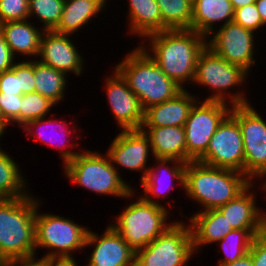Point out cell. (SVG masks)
I'll return each mask as SVG.
<instances>
[{
  "instance_id": "6da1fadb",
  "label": "cell",
  "mask_w": 266,
  "mask_h": 266,
  "mask_svg": "<svg viewBox=\"0 0 266 266\" xmlns=\"http://www.w3.org/2000/svg\"><path fill=\"white\" fill-rule=\"evenodd\" d=\"M143 41H148V46L144 42L139 46L178 86L184 90L185 84L193 85L198 57L207 45L206 37L191 29H176L155 32Z\"/></svg>"
},
{
  "instance_id": "7a4b0ae2",
  "label": "cell",
  "mask_w": 266,
  "mask_h": 266,
  "mask_svg": "<svg viewBox=\"0 0 266 266\" xmlns=\"http://www.w3.org/2000/svg\"><path fill=\"white\" fill-rule=\"evenodd\" d=\"M251 181L233 169L214 167L199 161L186 163L184 191L202 207L218 209L240 194Z\"/></svg>"
},
{
  "instance_id": "3957f363",
  "label": "cell",
  "mask_w": 266,
  "mask_h": 266,
  "mask_svg": "<svg viewBox=\"0 0 266 266\" xmlns=\"http://www.w3.org/2000/svg\"><path fill=\"white\" fill-rule=\"evenodd\" d=\"M41 201L32 194L0 199V253L7 260L38 256L35 216Z\"/></svg>"
},
{
  "instance_id": "277c9868",
  "label": "cell",
  "mask_w": 266,
  "mask_h": 266,
  "mask_svg": "<svg viewBox=\"0 0 266 266\" xmlns=\"http://www.w3.org/2000/svg\"><path fill=\"white\" fill-rule=\"evenodd\" d=\"M124 56L114 67L139 98L143 110L173 99L183 90L139 45Z\"/></svg>"
},
{
  "instance_id": "5b68a950",
  "label": "cell",
  "mask_w": 266,
  "mask_h": 266,
  "mask_svg": "<svg viewBox=\"0 0 266 266\" xmlns=\"http://www.w3.org/2000/svg\"><path fill=\"white\" fill-rule=\"evenodd\" d=\"M64 176L73 184L100 195L133 199L135 189L118 174L107 154L82 150L63 167Z\"/></svg>"
},
{
  "instance_id": "8992f818",
  "label": "cell",
  "mask_w": 266,
  "mask_h": 266,
  "mask_svg": "<svg viewBox=\"0 0 266 266\" xmlns=\"http://www.w3.org/2000/svg\"><path fill=\"white\" fill-rule=\"evenodd\" d=\"M248 74L250 73L227 62L206 45L198 57L193 84L212 90L213 93L206 96L205 101H219L231 106L246 105L250 104L249 99L239 87L246 83ZM235 87H238V91L234 94L233 90L230 91Z\"/></svg>"
},
{
  "instance_id": "52a82bcc",
  "label": "cell",
  "mask_w": 266,
  "mask_h": 266,
  "mask_svg": "<svg viewBox=\"0 0 266 266\" xmlns=\"http://www.w3.org/2000/svg\"><path fill=\"white\" fill-rule=\"evenodd\" d=\"M133 201L126 205L110 225L136 252L154 241L174 221H169L172 213L167 207L145 201L141 196Z\"/></svg>"
},
{
  "instance_id": "ba28073f",
  "label": "cell",
  "mask_w": 266,
  "mask_h": 266,
  "mask_svg": "<svg viewBox=\"0 0 266 266\" xmlns=\"http://www.w3.org/2000/svg\"><path fill=\"white\" fill-rule=\"evenodd\" d=\"M41 204L37 206L35 216L36 253L39 248H46L48 253H44V258L74 257L75 251L85 249L89 229L57 214H40Z\"/></svg>"
},
{
  "instance_id": "9c48e42d",
  "label": "cell",
  "mask_w": 266,
  "mask_h": 266,
  "mask_svg": "<svg viewBox=\"0 0 266 266\" xmlns=\"http://www.w3.org/2000/svg\"><path fill=\"white\" fill-rule=\"evenodd\" d=\"M194 253L190 225L176 220L154 241L135 252V266H188Z\"/></svg>"
},
{
  "instance_id": "30bf717a",
  "label": "cell",
  "mask_w": 266,
  "mask_h": 266,
  "mask_svg": "<svg viewBox=\"0 0 266 266\" xmlns=\"http://www.w3.org/2000/svg\"><path fill=\"white\" fill-rule=\"evenodd\" d=\"M230 115L238 122L244 143L245 176L254 182L266 177V120L253 105L232 106ZM259 177V178H258Z\"/></svg>"
},
{
  "instance_id": "8fae6325",
  "label": "cell",
  "mask_w": 266,
  "mask_h": 266,
  "mask_svg": "<svg viewBox=\"0 0 266 266\" xmlns=\"http://www.w3.org/2000/svg\"><path fill=\"white\" fill-rule=\"evenodd\" d=\"M232 106L219 101H201L192 107L184 125L186 163L197 161L207 150L209 142Z\"/></svg>"
},
{
  "instance_id": "7c38bea8",
  "label": "cell",
  "mask_w": 266,
  "mask_h": 266,
  "mask_svg": "<svg viewBox=\"0 0 266 266\" xmlns=\"http://www.w3.org/2000/svg\"><path fill=\"white\" fill-rule=\"evenodd\" d=\"M197 161L214 167L233 169L245 175L242 132L238 122L230 114L218 126L206 152Z\"/></svg>"
},
{
  "instance_id": "4fadbf2b",
  "label": "cell",
  "mask_w": 266,
  "mask_h": 266,
  "mask_svg": "<svg viewBox=\"0 0 266 266\" xmlns=\"http://www.w3.org/2000/svg\"><path fill=\"white\" fill-rule=\"evenodd\" d=\"M256 34L234 21L218 27L207 37V46L227 62L252 72L256 60ZM251 70V71H250Z\"/></svg>"
},
{
  "instance_id": "5bb4252c",
  "label": "cell",
  "mask_w": 266,
  "mask_h": 266,
  "mask_svg": "<svg viewBox=\"0 0 266 266\" xmlns=\"http://www.w3.org/2000/svg\"><path fill=\"white\" fill-rule=\"evenodd\" d=\"M106 154L119 175V169L123 168L129 172L141 171L140 181L150 168L147 167L148 157H153L149 137L141 129L121 130L111 141Z\"/></svg>"
},
{
  "instance_id": "9a60e30c",
  "label": "cell",
  "mask_w": 266,
  "mask_h": 266,
  "mask_svg": "<svg viewBox=\"0 0 266 266\" xmlns=\"http://www.w3.org/2000/svg\"><path fill=\"white\" fill-rule=\"evenodd\" d=\"M106 76L104 88L113 117L120 130L141 129L144 120V110L139 98L128 87L126 80L114 68Z\"/></svg>"
},
{
  "instance_id": "2e32d148",
  "label": "cell",
  "mask_w": 266,
  "mask_h": 266,
  "mask_svg": "<svg viewBox=\"0 0 266 266\" xmlns=\"http://www.w3.org/2000/svg\"><path fill=\"white\" fill-rule=\"evenodd\" d=\"M87 247L93 249L86 266H135V251L109 223L100 235L89 228Z\"/></svg>"
},
{
  "instance_id": "e0dca14e",
  "label": "cell",
  "mask_w": 266,
  "mask_h": 266,
  "mask_svg": "<svg viewBox=\"0 0 266 266\" xmlns=\"http://www.w3.org/2000/svg\"><path fill=\"white\" fill-rule=\"evenodd\" d=\"M71 38L72 35L69 34L44 31L37 60L67 75L71 73L81 76L84 73L85 59Z\"/></svg>"
},
{
  "instance_id": "ac0fdd59",
  "label": "cell",
  "mask_w": 266,
  "mask_h": 266,
  "mask_svg": "<svg viewBox=\"0 0 266 266\" xmlns=\"http://www.w3.org/2000/svg\"><path fill=\"white\" fill-rule=\"evenodd\" d=\"M155 162L156 163L154 166H150L145 178L139 182V186L141 185L143 190L142 193L144 192V195L141 194L140 196L145 201L166 207L164 204H161V202L159 203L158 201L162 197V199L167 198L166 196L168 193L171 192L172 188H175L174 182L176 180V182H178L176 184L180 185L182 190H184L186 163L176 159L163 158H155ZM155 197L156 201L154 199Z\"/></svg>"
},
{
  "instance_id": "d6986e66",
  "label": "cell",
  "mask_w": 266,
  "mask_h": 266,
  "mask_svg": "<svg viewBox=\"0 0 266 266\" xmlns=\"http://www.w3.org/2000/svg\"><path fill=\"white\" fill-rule=\"evenodd\" d=\"M255 184L259 183L251 182L234 199L217 209L233 229L266 230V211L257 206Z\"/></svg>"
},
{
  "instance_id": "ffe728a7",
  "label": "cell",
  "mask_w": 266,
  "mask_h": 266,
  "mask_svg": "<svg viewBox=\"0 0 266 266\" xmlns=\"http://www.w3.org/2000/svg\"><path fill=\"white\" fill-rule=\"evenodd\" d=\"M53 118H54V116L52 118L43 117V118H40L37 120L29 121L25 126L22 127V129L24 130V132H26V134H25L26 136H29V137L34 136V139H33L34 141L35 140L41 141V143H44L45 145L55 147L56 149L58 148L60 150L59 156H61L60 158L62 159L63 166H64L67 162L74 159L81 152L80 150L79 151L73 150L74 147H76V148L80 147L79 143H78V145L75 142L74 143L71 142V144H70V141H68L69 140L68 136L69 135L71 136V133L74 136V134L77 132L76 129H74V128H76L78 126L75 124L76 122L74 121L73 122L74 124L71 123L72 127L69 129L68 128L69 126H66L69 124L68 121L66 123V120L64 121L63 119L60 120V118L59 119H57V118L53 119ZM35 129H36V131H33ZM46 129L47 130L50 129L48 132L53 131V134L50 135ZM55 130H56V135H54ZM57 131L60 132V134L62 135L64 140H61L62 138L60 139L59 135H58L59 139L57 138ZM65 141H66V144H65Z\"/></svg>"
},
{
  "instance_id": "44dd1931",
  "label": "cell",
  "mask_w": 266,
  "mask_h": 266,
  "mask_svg": "<svg viewBox=\"0 0 266 266\" xmlns=\"http://www.w3.org/2000/svg\"><path fill=\"white\" fill-rule=\"evenodd\" d=\"M198 100L199 97L184 89L173 99L145 109L142 127H184L193 105Z\"/></svg>"
},
{
  "instance_id": "7402d4cb",
  "label": "cell",
  "mask_w": 266,
  "mask_h": 266,
  "mask_svg": "<svg viewBox=\"0 0 266 266\" xmlns=\"http://www.w3.org/2000/svg\"><path fill=\"white\" fill-rule=\"evenodd\" d=\"M30 19L0 24V31L11 50L12 55L25 57L27 60L37 59L41 37L44 30L31 23Z\"/></svg>"
},
{
  "instance_id": "603a6c76",
  "label": "cell",
  "mask_w": 266,
  "mask_h": 266,
  "mask_svg": "<svg viewBox=\"0 0 266 266\" xmlns=\"http://www.w3.org/2000/svg\"><path fill=\"white\" fill-rule=\"evenodd\" d=\"M189 220L196 254H198L199 250H202L201 247L204 248V245L218 243L233 230L232 226L228 224L224 216L217 209L197 211L189 217Z\"/></svg>"
},
{
  "instance_id": "cb8c5ba5",
  "label": "cell",
  "mask_w": 266,
  "mask_h": 266,
  "mask_svg": "<svg viewBox=\"0 0 266 266\" xmlns=\"http://www.w3.org/2000/svg\"><path fill=\"white\" fill-rule=\"evenodd\" d=\"M234 11L230 0H193L191 30L207 38L218 23L222 27L233 21Z\"/></svg>"
},
{
  "instance_id": "d4e9b609",
  "label": "cell",
  "mask_w": 266,
  "mask_h": 266,
  "mask_svg": "<svg viewBox=\"0 0 266 266\" xmlns=\"http://www.w3.org/2000/svg\"><path fill=\"white\" fill-rule=\"evenodd\" d=\"M141 130L149 137L153 159H176L186 163L184 127H141Z\"/></svg>"
},
{
  "instance_id": "484cf974",
  "label": "cell",
  "mask_w": 266,
  "mask_h": 266,
  "mask_svg": "<svg viewBox=\"0 0 266 266\" xmlns=\"http://www.w3.org/2000/svg\"><path fill=\"white\" fill-rule=\"evenodd\" d=\"M127 7V34L143 40L150 34L162 31L161 11L156 0H128Z\"/></svg>"
},
{
  "instance_id": "4316f807",
  "label": "cell",
  "mask_w": 266,
  "mask_h": 266,
  "mask_svg": "<svg viewBox=\"0 0 266 266\" xmlns=\"http://www.w3.org/2000/svg\"><path fill=\"white\" fill-rule=\"evenodd\" d=\"M108 0H74L65 2L61 19L53 30L60 34H76L107 7Z\"/></svg>"
},
{
  "instance_id": "83f0119b",
  "label": "cell",
  "mask_w": 266,
  "mask_h": 266,
  "mask_svg": "<svg viewBox=\"0 0 266 266\" xmlns=\"http://www.w3.org/2000/svg\"><path fill=\"white\" fill-rule=\"evenodd\" d=\"M21 166L0 148V199H13L29 195L27 180ZM25 178V179H24ZM28 191H27V190Z\"/></svg>"
},
{
  "instance_id": "f1b7e54d",
  "label": "cell",
  "mask_w": 266,
  "mask_h": 266,
  "mask_svg": "<svg viewBox=\"0 0 266 266\" xmlns=\"http://www.w3.org/2000/svg\"><path fill=\"white\" fill-rule=\"evenodd\" d=\"M67 77H69L67 74L34 59L35 91L49 98L56 105L64 101Z\"/></svg>"
},
{
  "instance_id": "f546056e",
  "label": "cell",
  "mask_w": 266,
  "mask_h": 266,
  "mask_svg": "<svg viewBox=\"0 0 266 266\" xmlns=\"http://www.w3.org/2000/svg\"><path fill=\"white\" fill-rule=\"evenodd\" d=\"M266 230H231L217 244L224 257L219 258L217 264L232 263L249 253L252 241L255 236L262 234Z\"/></svg>"
},
{
  "instance_id": "4dcf8cb0",
  "label": "cell",
  "mask_w": 266,
  "mask_h": 266,
  "mask_svg": "<svg viewBox=\"0 0 266 266\" xmlns=\"http://www.w3.org/2000/svg\"><path fill=\"white\" fill-rule=\"evenodd\" d=\"M162 17V31L191 29L193 0H156Z\"/></svg>"
},
{
  "instance_id": "1f68e13d",
  "label": "cell",
  "mask_w": 266,
  "mask_h": 266,
  "mask_svg": "<svg viewBox=\"0 0 266 266\" xmlns=\"http://www.w3.org/2000/svg\"><path fill=\"white\" fill-rule=\"evenodd\" d=\"M64 3V0H28L29 19L36 17L43 23L44 31H53L61 19Z\"/></svg>"
},
{
  "instance_id": "d6a6232c",
  "label": "cell",
  "mask_w": 266,
  "mask_h": 266,
  "mask_svg": "<svg viewBox=\"0 0 266 266\" xmlns=\"http://www.w3.org/2000/svg\"><path fill=\"white\" fill-rule=\"evenodd\" d=\"M56 104L49 98L42 96L34 91L22 95L20 109V128L25 126L29 121L47 117L50 114V109Z\"/></svg>"
},
{
  "instance_id": "836d02e7",
  "label": "cell",
  "mask_w": 266,
  "mask_h": 266,
  "mask_svg": "<svg viewBox=\"0 0 266 266\" xmlns=\"http://www.w3.org/2000/svg\"><path fill=\"white\" fill-rule=\"evenodd\" d=\"M29 19L28 0H0V24Z\"/></svg>"
},
{
  "instance_id": "e575fe53",
  "label": "cell",
  "mask_w": 266,
  "mask_h": 266,
  "mask_svg": "<svg viewBox=\"0 0 266 266\" xmlns=\"http://www.w3.org/2000/svg\"><path fill=\"white\" fill-rule=\"evenodd\" d=\"M11 70L18 75V90H21L22 94L35 91L34 59L15 62Z\"/></svg>"
},
{
  "instance_id": "d590c367",
  "label": "cell",
  "mask_w": 266,
  "mask_h": 266,
  "mask_svg": "<svg viewBox=\"0 0 266 266\" xmlns=\"http://www.w3.org/2000/svg\"><path fill=\"white\" fill-rule=\"evenodd\" d=\"M233 21L256 34L264 27L255 3L235 9Z\"/></svg>"
},
{
  "instance_id": "8d00e7d4",
  "label": "cell",
  "mask_w": 266,
  "mask_h": 266,
  "mask_svg": "<svg viewBox=\"0 0 266 266\" xmlns=\"http://www.w3.org/2000/svg\"><path fill=\"white\" fill-rule=\"evenodd\" d=\"M22 95L0 93V108L11 126H20Z\"/></svg>"
},
{
  "instance_id": "74e56055",
  "label": "cell",
  "mask_w": 266,
  "mask_h": 266,
  "mask_svg": "<svg viewBox=\"0 0 266 266\" xmlns=\"http://www.w3.org/2000/svg\"><path fill=\"white\" fill-rule=\"evenodd\" d=\"M249 254L254 266H266V231L254 237Z\"/></svg>"
},
{
  "instance_id": "f35d334b",
  "label": "cell",
  "mask_w": 266,
  "mask_h": 266,
  "mask_svg": "<svg viewBox=\"0 0 266 266\" xmlns=\"http://www.w3.org/2000/svg\"><path fill=\"white\" fill-rule=\"evenodd\" d=\"M0 93L23 95L18 90V75L11 69L0 74Z\"/></svg>"
},
{
  "instance_id": "ab89813d",
  "label": "cell",
  "mask_w": 266,
  "mask_h": 266,
  "mask_svg": "<svg viewBox=\"0 0 266 266\" xmlns=\"http://www.w3.org/2000/svg\"><path fill=\"white\" fill-rule=\"evenodd\" d=\"M16 58L12 55L10 48L4 40L0 31V74L11 69L16 62Z\"/></svg>"
},
{
  "instance_id": "60d3db41",
  "label": "cell",
  "mask_w": 266,
  "mask_h": 266,
  "mask_svg": "<svg viewBox=\"0 0 266 266\" xmlns=\"http://www.w3.org/2000/svg\"><path fill=\"white\" fill-rule=\"evenodd\" d=\"M5 266H45V258L31 256L26 258H15L6 261Z\"/></svg>"
},
{
  "instance_id": "b9f144b4",
  "label": "cell",
  "mask_w": 266,
  "mask_h": 266,
  "mask_svg": "<svg viewBox=\"0 0 266 266\" xmlns=\"http://www.w3.org/2000/svg\"><path fill=\"white\" fill-rule=\"evenodd\" d=\"M74 257H46L45 266H80Z\"/></svg>"
},
{
  "instance_id": "7bdbcfd3",
  "label": "cell",
  "mask_w": 266,
  "mask_h": 266,
  "mask_svg": "<svg viewBox=\"0 0 266 266\" xmlns=\"http://www.w3.org/2000/svg\"><path fill=\"white\" fill-rule=\"evenodd\" d=\"M217 266H254L251 255L248 253L244 257L226 264H216Z\"/></svg>"
},
{
  "instance_id": "ee69618b",
  "label": "cell",
  "mask_w": 266,
  "mask_h": 266,
  "mask_svg": "<svg viewBox=\"0 0 266 266\" xmlns=\"http://www.w3.org/2000/svg\"><path fill=\"white\" fill-rule=\"evenodd\" d=\"M256 8L260 14L263 26H266V0H256L255 1Z\"/></svg>"
},
{
  "instance_id": "f6af8a7d",
  "label": "cell",
  "mask_w": 266,
  "mask_h": 266,
  "mask_svg": "<svg viewBox=\"0 0 266 266\" xmlns=\"http://www.w3.org/2000/svg\"><path fill=\"white\" fill-rule=\"evenodd\" d=\"M9 125H11L4 117L1 108H0V135L3 137L6 129L8 127H10ZM8 126V127H7Z\"/></svg>"
},
{
  "instance_id": "bcb514c9",
  "label": "cell",
  "mask_w": 266,
  "mask_h": 266,
  "mask_svg": "<svg viewBox=\"0 0 266 266\" xmlns=\"http://www.w3.org/2000/svg\"><path fill=\"white\" fill-rule=\"evenodd\" d=\"M234 10L255 3L256 0H230Z\"/></svg>"
},
{
  "instance_id": "7dc6e473",
  "label": "cell",
  "mask_w": 266,
  "mask_h": 266,
  "mask_svg": "<svg viewBox=\"0 0 266 266\" xmlns=\"http://www.w3.org/2000/svg\"><path fill=\"white\" fill-rule=\"evenodd\" d=\"M7 259L0 253V266H5Z\"/></svg>"
},
{
  "instance_id": "c3c4849f",
  "label": "cell",
  "mask_w": 266,
  "mask_h": 266,
  "mask_svg": "<svg viewBox=\"0 0 266 266\" xmlns=\"http://www.w3.org/2000/svg\"><path fill=\"white\" fill-rule=\"evenodd\" d=\"M265 180H262L263 183L260 184V189L261 191H265L266 192V177L264 178Z\"/></svg>"
},
{
  "instance_id": "681fc988",
  "label": "cell",
  "mask_w": 266,
  "mask_h": 266,
  "mask_svg": "<svg viewBox=\"0 0 266 266\" xmlns=\"http://www.w3.org/2000/svg\"><path fill=\"white\" fill-rule=\"evenodd\" d=\"M70 1H74V0H64V2H70Z\"/></svg>"
}]
</instances>
